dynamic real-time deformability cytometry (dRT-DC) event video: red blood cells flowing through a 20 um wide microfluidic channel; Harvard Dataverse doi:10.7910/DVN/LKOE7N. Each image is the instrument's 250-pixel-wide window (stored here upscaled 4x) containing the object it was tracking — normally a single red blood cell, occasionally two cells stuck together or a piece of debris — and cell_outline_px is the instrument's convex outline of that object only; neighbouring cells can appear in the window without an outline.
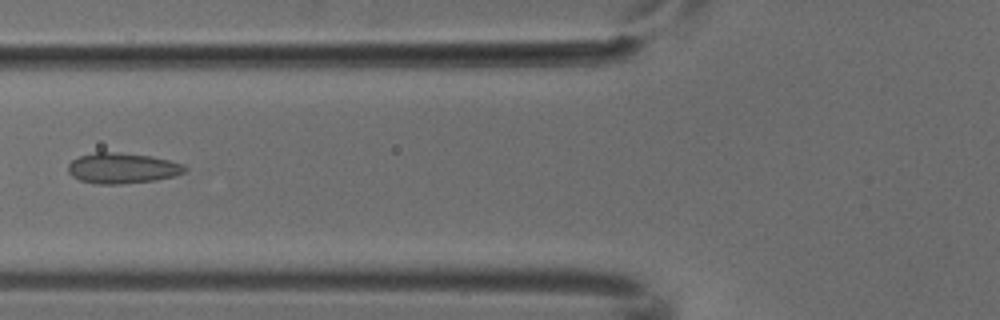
{"species": "common noctule bat (a hibernating species)", "species_latin": "Nyctalus noctula", "temperature_condition": "cold", "stored_images_in_passage": 5, "camera_frame_rate_fps": 3000, "um_per_image_px": 0.085, "animal": {"sex": "male", "body_mass_g": 18.8}, "frame": {"image": 1, "passage_image": 5, "time_ms": 1.333, "image_size_px": [1000, 320], "cell_outline_px": [[188, 168], [184, 172], [176, 176], [156, 180], [120, 184], [96, 184], [80, 180], [72, 176], [68, 172], [68, 164], [72, 160], [80, 156], [96, 152], [116, 152], [148, 156], [168, 160], [184, 164]], "centroid_in_image_um": [10.4, 14.3], "position_along_channel_um": 115.4, "area_um2": 20.75}}